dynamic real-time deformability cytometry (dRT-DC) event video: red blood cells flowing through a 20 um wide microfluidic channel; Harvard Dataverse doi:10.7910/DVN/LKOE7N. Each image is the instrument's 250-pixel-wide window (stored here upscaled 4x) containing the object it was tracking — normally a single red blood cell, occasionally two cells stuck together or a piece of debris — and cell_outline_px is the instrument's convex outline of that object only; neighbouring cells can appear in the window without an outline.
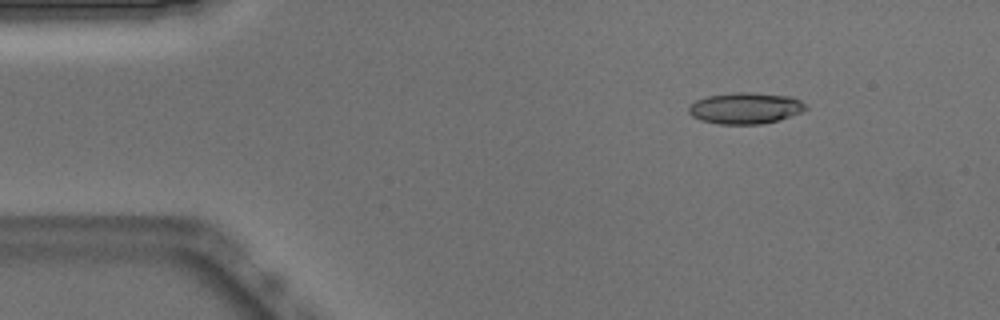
{"species": "Egyptian fruit bat (a non-hibernating species)", "species_latin": "Rousettus aegyptiacus", "temperature_condition": "warm", "stored_images_in_passage": 47, "camera_frame_rate_fps": 3000, "um_per_image_px": 0.085, "animal": {"sex": "male"}, "frame": {"image": 1, "passage_image": 3, "time_ms": 0.667, "image_size_px": [1000, 320], "cell_outline_px": [[808, 108], [804, 112], [780, 120], [760, 124], [720, 124], [700, 120], [692, 116], [688, 112], [688, 104], [696, 100], [708, 96], [736, 92], [752, 92], [792, 96], [800, 100]], "centroid_in_image_um": [63.37, 9.19], "position_along_channel_um": 21.6, "area_um2": 21.62}}
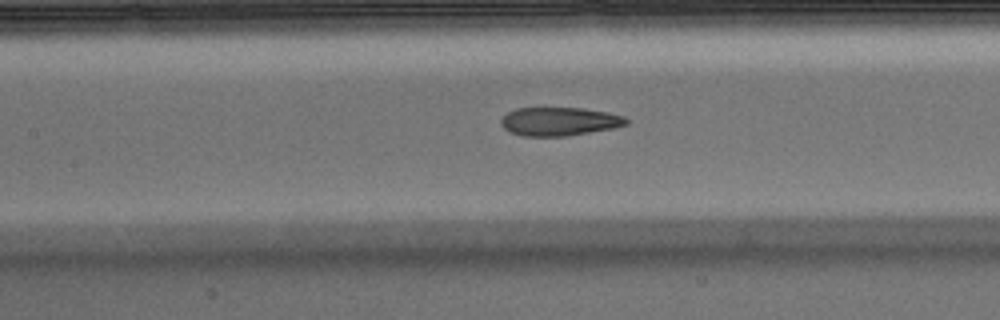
{"frame": {"image": 2, "passage_image": 19, "time_ms": 6.0, "image_size_px": [1000, 320], "cell_outline_px": [[628, 124], [616, 128], [564, 136], [524, 136], [508, 132], [500, 124], [500, 120], [508, 112], [516, 108], [584, 108], [608, 112], [624, 116], [628, 120]], "centroid_in_image_um": [47.55, 10.32], "position_along_channel_um": 159.8, "area_um2": 20.92}}
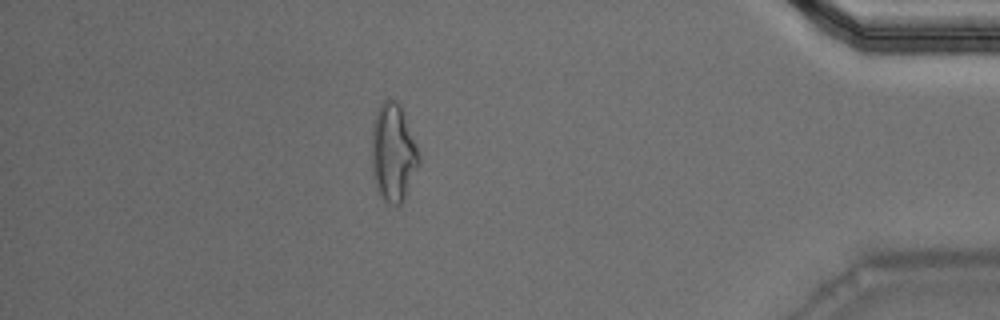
{"frame": {"image": 3, "passage_image": 41, "time_ms": 13.333, "image_size_px": [1000, 320], "cell_outline_px": [[420, 164], [404, 200], [400, 204], [396, 204], [384, 200], [380, 196], [376, 188], [372, 176], [372, 124], [376, 112], [380, 104], [384, 100], [396, 100], [400, 104], [404, 112], [420, 156]], "centroid_in_image_um": [33.42, 12.98], "position_along_channel_um": 401.8, "area_um2": 27.11}, "authors_computed_cell_mechanics": {"area_um2": 21.675, "velocity_mm_per_s": 3.9047, "shape_relaxation_time_tau1_ms": null, "shape_relaxation_time_tau2_ms": 2.4684, "deformation_change_tau1": null, "deformation_change_tau2": 0.1144}}